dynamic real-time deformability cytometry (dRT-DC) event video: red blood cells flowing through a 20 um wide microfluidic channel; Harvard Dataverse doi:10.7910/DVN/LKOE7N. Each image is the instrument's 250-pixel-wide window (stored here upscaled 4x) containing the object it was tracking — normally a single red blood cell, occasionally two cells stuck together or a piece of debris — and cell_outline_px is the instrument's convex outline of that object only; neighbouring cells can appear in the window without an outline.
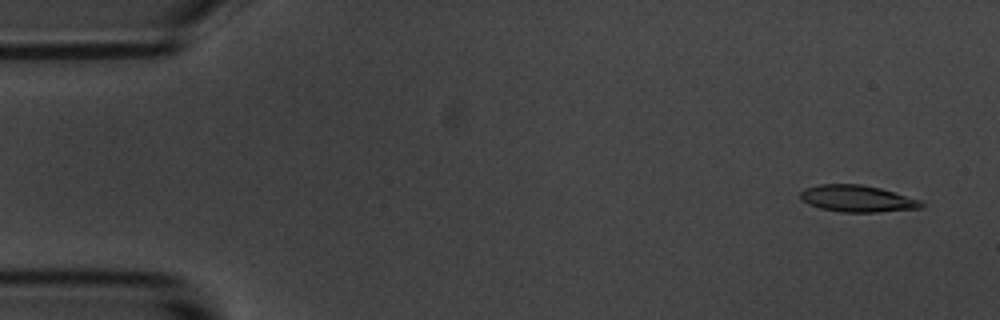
{"species": "common noctule bat (a hibernating species)", "species_latin": "Nyctalus noctula", "temperature_condition": "room temperature", "stored_images_in_passage": 57, "camera_frame_rate_fps": 3000, "um_per_image_px": 0.085, "animal": {"sex": "male", "body_mass_g": 20.1, "forearm_length_mm": 53.5}, "frame": {"image": 1, "passage_image": 3, "time_ms": 0.667, "image_size_px": [1000, 320], "cell_outline_px": [[924, 204], [920, 208], [880, 212], [840, 212], [820, 208], [808, 204], [800, 200], [800, 192], [804, 188], [820, 184], [860, 184], [880, 188], [920, 200]], "centroid_in_image_um": [72.82, 16.88], "position_along_channel_um": 12.2, "area_um2": 18.84}}
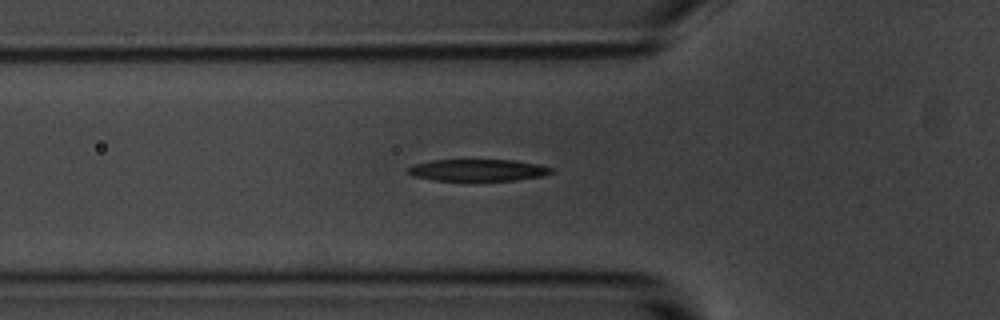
{"frame": {"image": 2, "passage_image": 19, "time_ms": 6.0, "image_size_px": [1000, 320], "cell_outline_px": [[552, 172], [544, 176], [516, 180], [436, 180], [412, 176], [408, 172], [408, 168], [412, 164], [432, 160], [516, 160], [536, 164], [552, 168]], "centroid_in_image_um": [40.6, 14.45], "position_along_channel_um": 85.2, "area_um2": 18.09}}
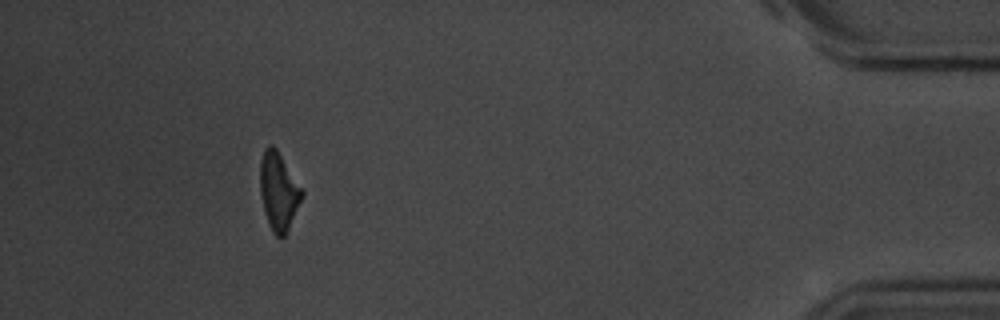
{"frame": {"image": 3, "passage_image": 52, "time_ms": 17.0, "image_size_px": [1000, 320], "cell_outline_px": [[304, 196], [284, 236], [280, 240], [272, 232], [264, 212], [260, 192], [260, 160], [264, 148], [268, 144], [272, 144], [276, 148], [304, 192]], "centroid_in_image_um": [23.67, 16.26], "position_along_channel_um": 411.5, "area_um2": 18.96}, "authors_computed_cell_mechanics": {"area_um2": 19.4208, "velocity_mm_per_s": 3.5118, "shape_relaxation_time_tau1_ms": 3.3807, "shape_relaxation_time_tau2_ms": null, "deformation_change_tau1": 0.1808, "deformation_change_tau2": null}}